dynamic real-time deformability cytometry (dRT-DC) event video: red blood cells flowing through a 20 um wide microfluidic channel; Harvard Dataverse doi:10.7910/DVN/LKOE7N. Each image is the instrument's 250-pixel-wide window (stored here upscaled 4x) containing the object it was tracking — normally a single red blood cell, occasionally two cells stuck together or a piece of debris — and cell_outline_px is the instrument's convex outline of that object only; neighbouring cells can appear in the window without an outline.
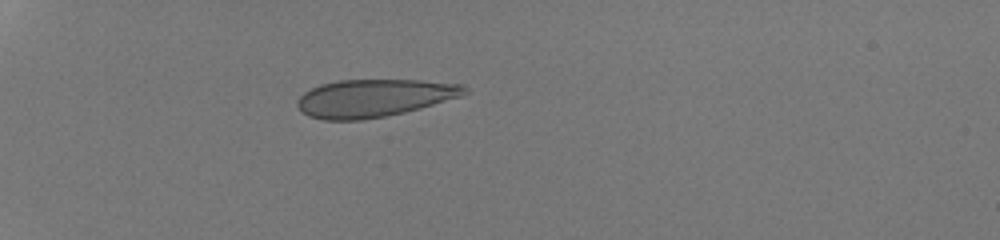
{"species": "human", "species_latin": "Homo sapiens", "temperature_condition": "room temperature", "stored_images_in_passage": 35, "camera_frame_rate_fps": 3000, "um_per_image_px": 0.085, "donor": {"sex": "male"}, "frame": {"image": 1, "passage_image": 1, "time_ms": 0.0, "image_size_px": [1000, 240], "cell_outline_px": [[468, 92], [460, 96], [420, 108], [404, 112], [384, 116], [360, 120], [324, 120], [308, 116], [300, 112], [296, 104], [296, 100], [304, 92], [320, 84], [340, 80], [420, 80], [464, 84], [468, 88]], "centroid_in_image_um": [31.76, 8.33], "position_along_channel_um": 53.2, "area_um2": 36.76}}
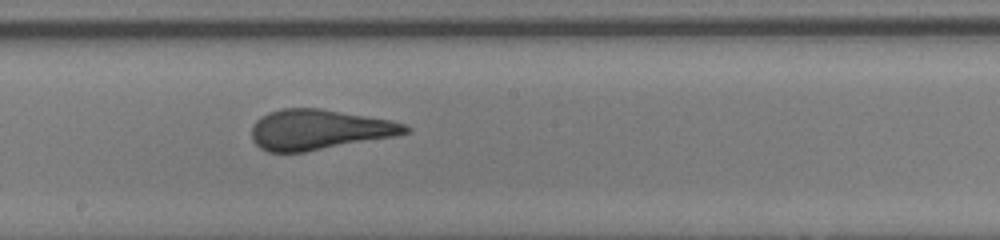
{"frame": {"image": 2, "passage_image": 16, "time_ms": 5.0, "image_size_px": [1000, 240], "cell_outline_px": [[412, 132], [396, 136], [304, 152], [268, 152], [260, 148], [252, 140], [252, 124], [260, 116], [268, 112], [280, 108], [320, 108], [392, 120], [404, 124], [412, 128]], "centroid_in_image_um": [27.12, 11.01], "position_along_channel_um": 221.1, "area_um2": 36.3}}
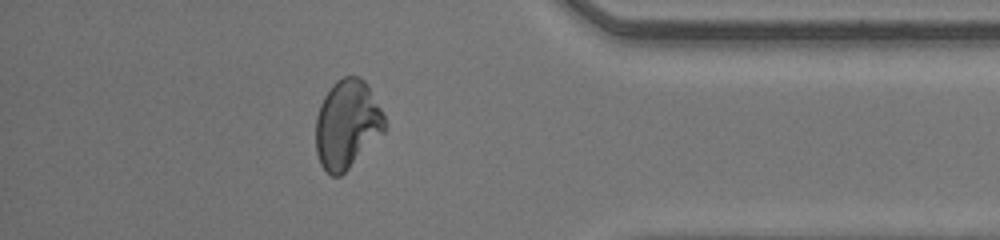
{"frame": {"image": 3, "passage_image": 30, "time_ms": 9.667, "image_size_px": [1000, 240], "cell_outline_px": [[384, 132], [340, 176], [332, 176], [320, 164], [316, 152], [316, 116], [320, 104], [324, 96], [332, 84], [336, 80], [344, 76], [360, 76], [368, 84], [384, 116]], "centroid_in_image_um": [29.48, 10.53], "position_along_channel_um": 405.7, "area_um2": 35.32}, "authors_computed_cell_mechanics": {"area_um2": 36.4718, "velocity_mm_per_s": 4.2928, "shape_relaxation_time_tau1_ms": 11.2912, "shape_relaxation_time_tau2_ms": null, "deformation_change_tau1": 0.3062, "deformation_change_tau2": null}}